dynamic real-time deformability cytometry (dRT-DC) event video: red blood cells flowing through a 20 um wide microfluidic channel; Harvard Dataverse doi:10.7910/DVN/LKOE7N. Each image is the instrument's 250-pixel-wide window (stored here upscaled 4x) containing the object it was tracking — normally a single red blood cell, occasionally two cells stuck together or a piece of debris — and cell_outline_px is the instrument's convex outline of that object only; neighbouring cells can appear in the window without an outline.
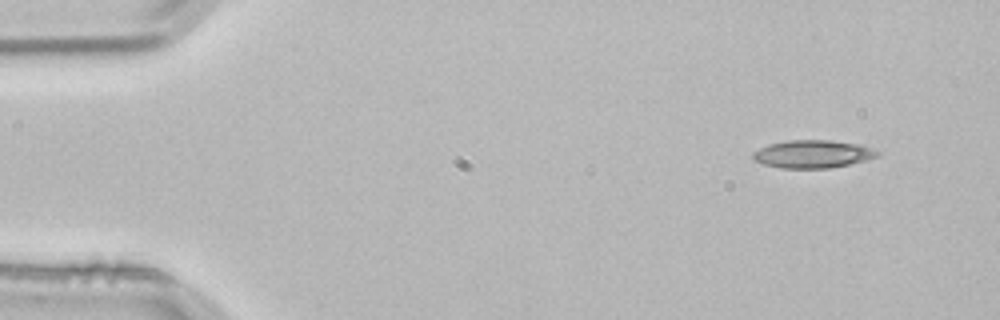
{"species": "common noctule bat (a hibernating species)", "species_latin": "Nyctalus noctula", "temperature_condition": "room temperature", "stored_images_in_passage": 3, "camera_frame_rate_fps": 3000, "um_per_image_px": 0.085, "animal": {"sex": "male", "body_mass_g": 21.5, "forearm_length_mm": 52.0}, "frame": {"image": 1, "passage_image": 1, "time_ms": 0.0, "image_size_px": [1000, 320], "cell_outline_px": [[880, 156], [868, 160], [828, 168], [780, 168], [764, 164], [756, 160], [752, 156], [752, 152], [768, 144], [788, 140], [828, 140], [856, 144], [872, 148], [880, 152]], "centroid_in_image_um": [69.09, 13.09], "position_along_channel_um": 15.9, "area_um2": 20.11}}